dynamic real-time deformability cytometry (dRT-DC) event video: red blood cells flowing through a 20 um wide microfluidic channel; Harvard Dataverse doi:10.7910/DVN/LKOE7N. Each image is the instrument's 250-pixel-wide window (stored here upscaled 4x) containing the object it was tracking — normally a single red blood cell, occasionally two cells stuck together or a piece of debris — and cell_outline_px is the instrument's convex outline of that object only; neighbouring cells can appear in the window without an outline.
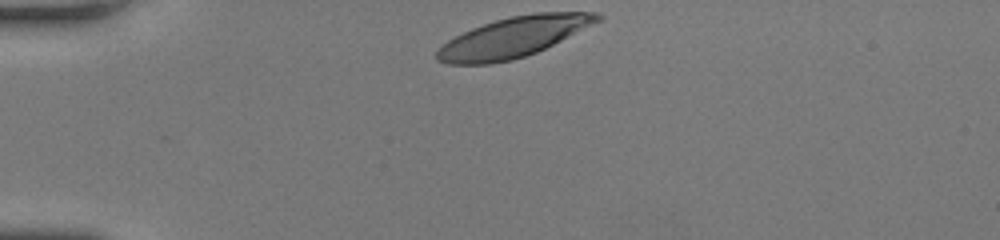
{"species": "human", "species_latin": "Homo sapiens", "temperature_condition": "room temperature", "stored_images_in_passage": 30, "camera_frame_rate_fps": 3000, "um_per_image_px": 0.085, "donor": {"sex": "female"}, "frame": {"image": 1, "passage_image": 1, "time_ms": 0.0, "image_size_px": [1000, 240], "cell_outline_px": [[604, 16], [600, 20], [536, 52], [512, 60], [488, 64], [448, 64], [436, 60], [436, 52], [448, 40], [472, 28], [496, 20], [512, 16], [536, 12], [600, 12]], "centroid_in_image_um": [43.63, 3.15], "position_along_channel_um": 41.4, "area_um2": 36.99}}
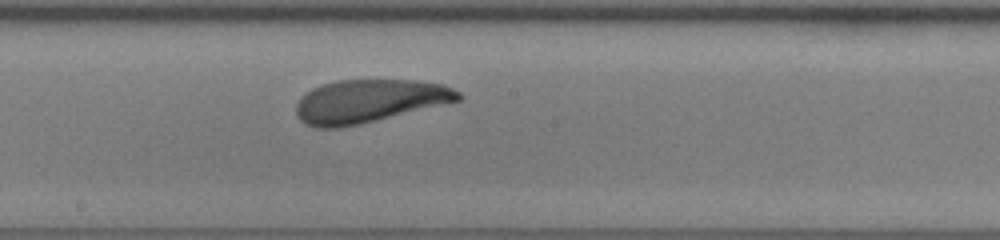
{"frame": {"image": 2, "passage_image": 17, "time_ms": 5.333, "image_size_px": [1000, 240], "cell_outline_px": [[460, 100], [360, 124], [340, 128], [316, 128], [304, 124], [296, 116], [296, 104], [312, 88], [336, 80], [416, 80], [444, 84], [460, 92]], "centroid_in_image_um": [31.35, 8.6], "position_along_channel_um": 216.8, "area_um2": 40.52}}
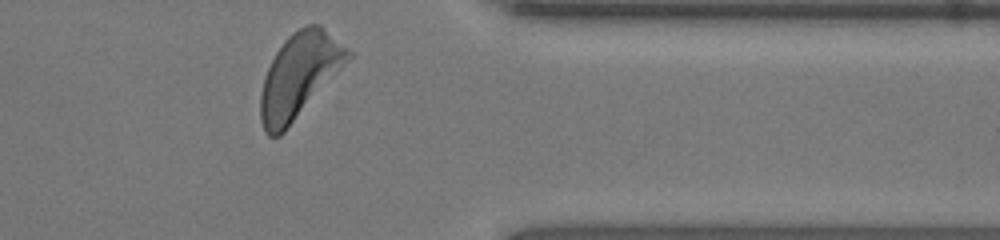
{"frame": {"image": 3, "passage_image": 30, "time_ms": 9.667, "image_size_px": [1000, 240], "cell_outline_px": [[352, 56], [284, 132], [280, 136], [268, 136], [264, 132], [260, 120], [260, 92], [264, 76], [276, 52], [284, 40], [292, 32], [308, 24], [320, 24], [348, 48], [352, 52]], "centroid_in_image_um": [25.41, 6.42], "position_along_channel_um": 386.0, "area_um2": 42.6}, "authors_computed_cell_mechanics": {"area_um2": 41.0091, "velocity_mm_per_s": 4.1076, "shape_relaxation_time_tau1_ms": 2.8718, "shape_relaxation_time_tau2_ms": 2.2304, "deformation_change_tau1": 0.1517, "deformation_change_tau2": 0.1083}}